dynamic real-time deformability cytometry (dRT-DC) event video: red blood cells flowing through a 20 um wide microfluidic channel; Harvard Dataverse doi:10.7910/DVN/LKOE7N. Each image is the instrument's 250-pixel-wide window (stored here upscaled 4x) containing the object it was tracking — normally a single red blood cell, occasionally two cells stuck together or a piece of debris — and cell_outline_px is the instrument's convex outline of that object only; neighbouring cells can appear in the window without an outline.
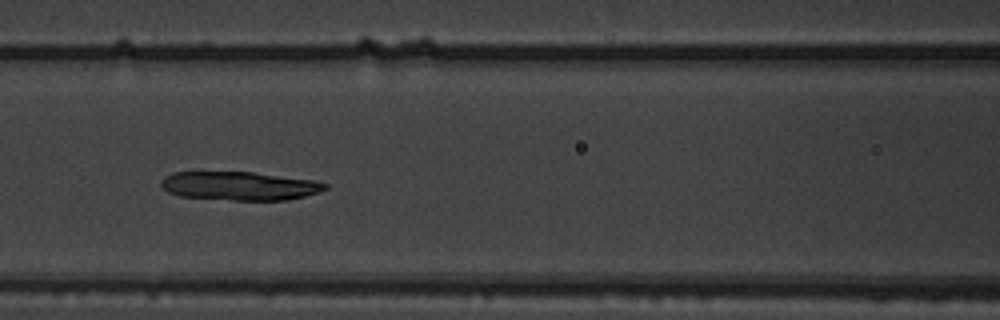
{"species": "common noctule bat (a hibernating species)", "species_latin": "Nyctalus noctula", "temperature_condition": "warm", "stored_images_in_passage": 9, "camera_frame_rate_fps": 3000, "um_per_image_px": 0.085, "animal": {"sex": "male", "body_mass_g": 19.5, "forearm_length_mm": 54.6}, "frame": {"image": 1, "passage_image": 8, "time_ms": 2.333, "image_size_px": [1000, 320], "cell_outline_px": [[328, 188], [320, 192], [288, 200], [232, 200], [180, 196], [168, 192], [160, 188], [160, 180], [164, 176], [172, 172], [252, 172], [316, 180], [328, 184]], "centroid_in_image_um": [20.35, 15.8], "position_along_channel_um": 146.3, "area_um2": 27.63}}
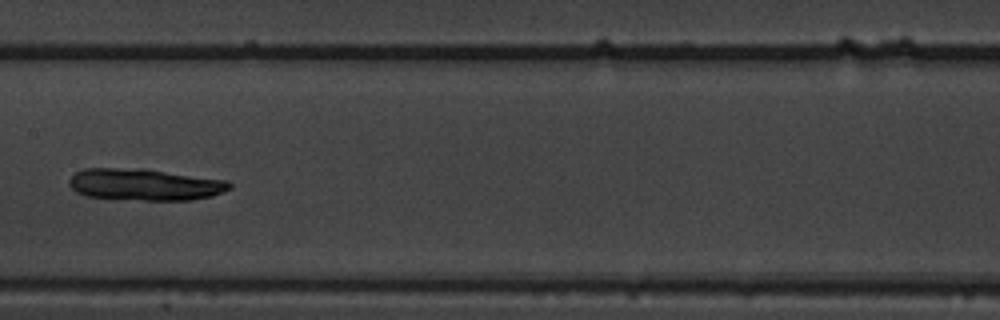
{"frame": {"image": 2, "passage_image": 9, "time_ms": 2.667, "image_size_px": [1000, 320], "cell_outline_px": [[232, 188], [224, 192], [212, 196], [192, 200], [144, 200], [88, 196], [76, 192], [68, 184], [68, 180], [76, 172], [84, 168], [144, 168], [228, 180], [232, 184]], "centroid_in_image_um": [12.35, 15.67], "position_along_channel_um": 195.1, "area_um2": 29.88}}